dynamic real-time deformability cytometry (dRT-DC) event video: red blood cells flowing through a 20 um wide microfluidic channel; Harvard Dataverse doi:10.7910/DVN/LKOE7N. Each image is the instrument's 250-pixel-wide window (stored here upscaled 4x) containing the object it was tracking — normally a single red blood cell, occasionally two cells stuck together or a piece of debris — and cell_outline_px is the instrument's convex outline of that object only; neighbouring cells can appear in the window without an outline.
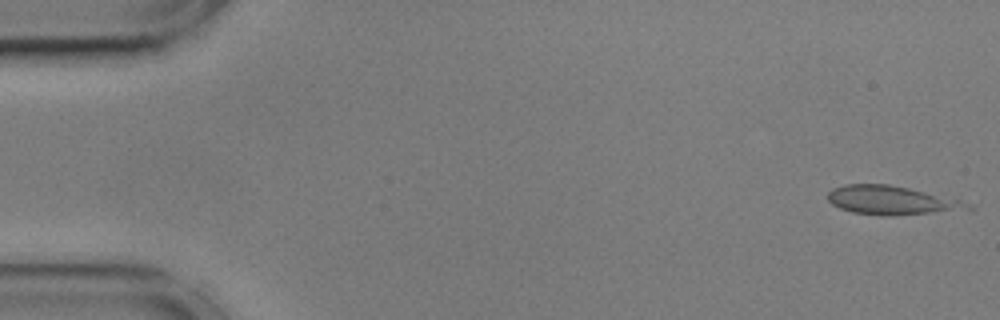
{"species": "common noctule bat (a hibernating species)", "species_latin": "Nyctalus noctula", "temperature_condition": "cold", "stored_images_in_passage": 6, "camera_frame_rate_fps": 3000, "um_per_image_px": 0.085, "animal": {"sex": "male", "body_mass_g": 17.9, "forearm_length_mm": 54.2}, "frame": {"image": 1, "passage_image": 1, "time_ms": 0.0, "image_size_px": [1000, 320], "cell_outline_px": [[980, 200], [976, 208], [972, 212], [892, 216], [884, 216], [852, 212], [840, 208], [832, 204], [828, 200], [828, 192], [832, 188], [844, 184], [888, 184]], "centroid_in_image_um": [76.24, 17.05], "position_along_channel_um": 8.8, "area_um2": 25.84}}